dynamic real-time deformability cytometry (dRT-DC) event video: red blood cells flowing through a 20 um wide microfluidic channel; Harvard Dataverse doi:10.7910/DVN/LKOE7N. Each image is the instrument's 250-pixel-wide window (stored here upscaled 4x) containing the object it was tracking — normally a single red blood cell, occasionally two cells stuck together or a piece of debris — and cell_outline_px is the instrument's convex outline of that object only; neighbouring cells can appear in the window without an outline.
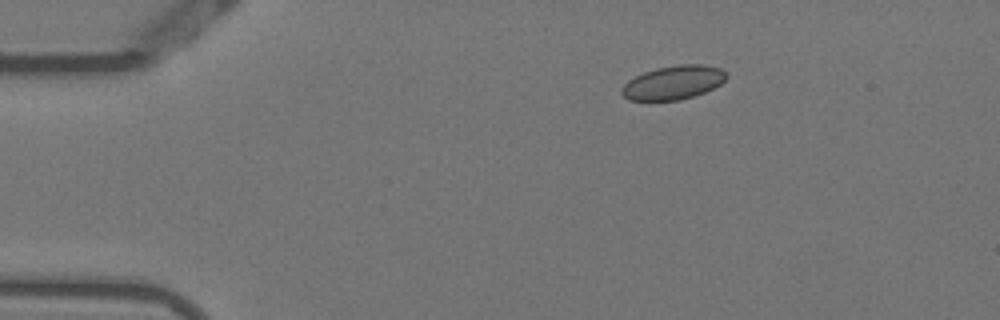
{"species": "Egyptian fruit bat (a non-hibernating species)", "species_latin": "Rousettus aegyptiacus", "temperature_condition": "warm", "stored_images_in_passage": 46, "camera_frame_rate_fps": 3000, "um_per_image_px": 0.085, "animal": {"sex": "female"}, "frame": {"image": 1, "passage_image": 1, "time_ms": 0.0, "image_size_px": [1000, 320], "cell_outline_px": [[728, 76], [720, 84], [704, 92], [680, 100], [628, 100], [620, 92], [620, 88], [628, 80], [644, 72], [656, 68], [680, 64], [704, 64], [720, 68], [728, 72]], "centroid_in_image_um": [57.23, 7.0], "position_along_channel_um": 27.8, "area_um2": 20.63}}
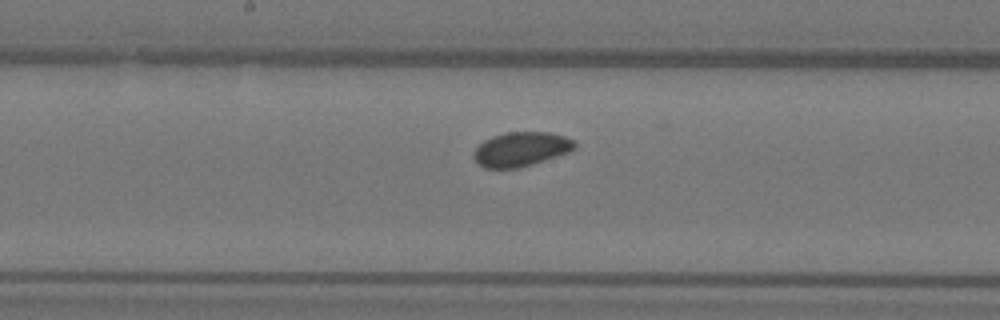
{"frame": {"image": 2, "passage_image": 20, "time_ms": 6.333, "image_size_px": [1000, 320], "cell_outline_px": [[576, 148], [568, 152], [532, 164], [516, 168], [484, 168], [472, 156], [472, 152], [484, 140], [492, 136], [504, 132], [552, 132], [564, 136], [572, 140], [576, 144]], "centroid_in_image_um": [44.27, 12.67], "position_along_channel_um": 203.9, "area_um2": 20.11}}
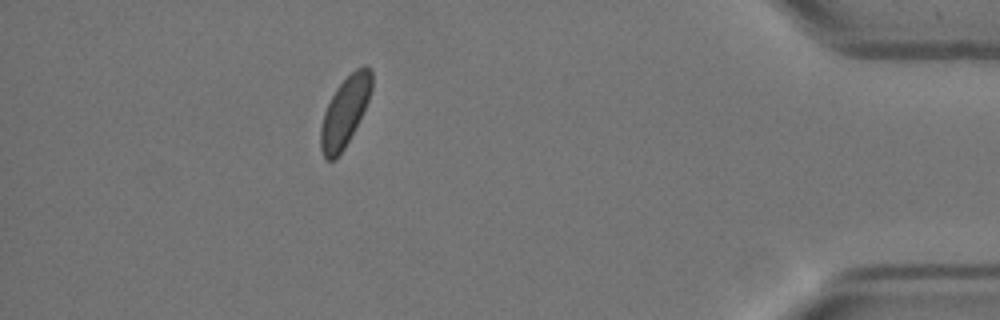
{"frame": {"image": 3, "passage_image": 40, "time_ms": 13.0, "image_size_px": [1000, 320], "cell_outline_px": [[372, 88], [368, 100], [344, 148], [336, 160], [324, 160], [320, 148], [320, 128], [324, 112], [336, 88], [356, 68], [364, 64], [372, 72]], "centroid_in_image_um": [29.28, 9.51], "position_along_channel_um": 405.9, "area_um2": 20.29}}